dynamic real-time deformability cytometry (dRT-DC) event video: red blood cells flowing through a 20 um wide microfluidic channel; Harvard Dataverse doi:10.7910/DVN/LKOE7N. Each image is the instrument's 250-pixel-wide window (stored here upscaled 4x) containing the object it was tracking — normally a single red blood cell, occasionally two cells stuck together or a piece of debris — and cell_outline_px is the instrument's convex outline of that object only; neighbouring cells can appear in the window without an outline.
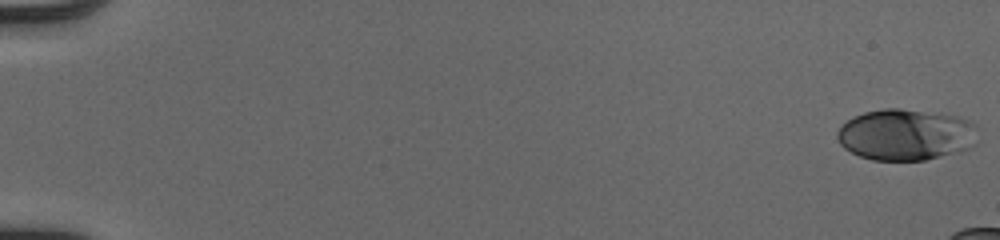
{"species": "human", "species_latin": "Homo sapiens", "temperature_condition": "cold", "stored_images_in_passage": 16, "camera_frame_rate_fps": 3000, "um_per_image_px": 0.085, "donor": {"sex": "male"}, "frame": {"image": 1, "passage_image": 1, "time_ms": 0.0, "image_size_px": [1000, 240], "cell_outline_px": [[976, 144], [968, 148], [924, 160], [872, 160], [860, 156], [844, 148], [840, 144], [836, 136], [836, 132], [852, 116], [864, 112], [884, 108], [900, 108], [956, 116], [972, 120], [976, 124]], "centroid_in_image_um": [76.98, 11.44], "position_along_channel_um": 8.0, "area_um2": 41.96}}